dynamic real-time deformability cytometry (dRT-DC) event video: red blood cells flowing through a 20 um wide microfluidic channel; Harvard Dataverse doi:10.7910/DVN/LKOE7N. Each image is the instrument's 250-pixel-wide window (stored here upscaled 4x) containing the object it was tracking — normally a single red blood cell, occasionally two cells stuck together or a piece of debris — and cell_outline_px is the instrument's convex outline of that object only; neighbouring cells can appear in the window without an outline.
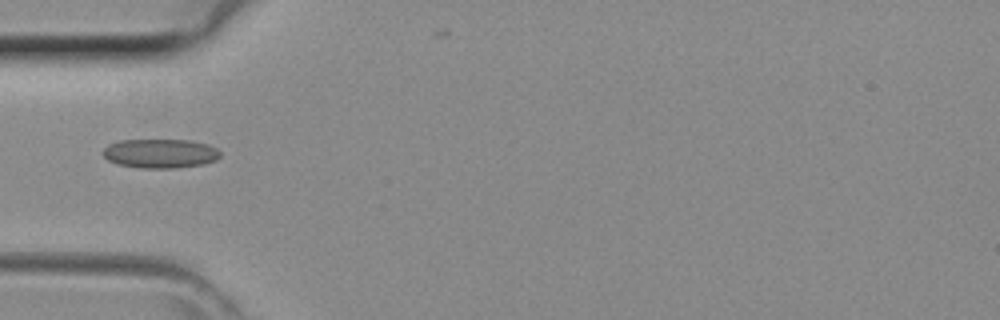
{"species": "common noctule bat (a hibernating species)", "species_latin": "Nyctalus noctula", "temperature_condition": "room temperature", "stored_images_in_passage": 25, "camera_frame_rate_fps": 3000, "um_per_image_px": 0.085, "animal": {"sex": "female", "body_mass_g": 29.2, "forearm_length_mm": 56.3}, "frame": {"image": 1, "passage_image": 2, "time_ms": 0.333, "image_size_px": [1000, 320], "cell_outline_px": [[220, 156], [216, 160], [204, 164], [176, 168], [140, 168], [120, 164], [108, 160], [100, 152], [108, 144], [120, 140], [192, 140], [208, 144], [216, 148], [220, 152]], "centroid_in_image_um": [13.62, 13.04], "position_along_channel_um": 71.4, "area_um2": 20.06}}
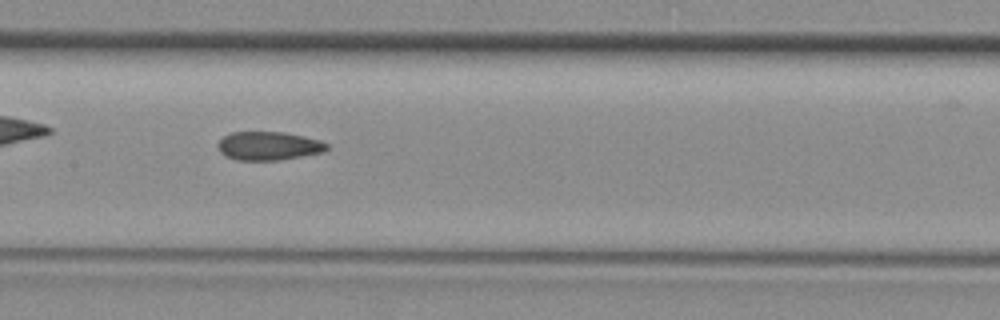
{"frame": {"image": 2, "passage_image": 9, "time_ms": 2.667, "image_size_px": [1000, 320], "cell_outline_px": [[328, 148], [324, 152], [276, 160], [236, 160], [220, 152], [216, 144], [224, 136], [232, 132], [284, 132], [304, 136], [320, 140], [328, 144]], "centroid_in_image_um": [22.83, 12.39], "position_along_channel_um": 184.6, "area_um2": 18.03}}
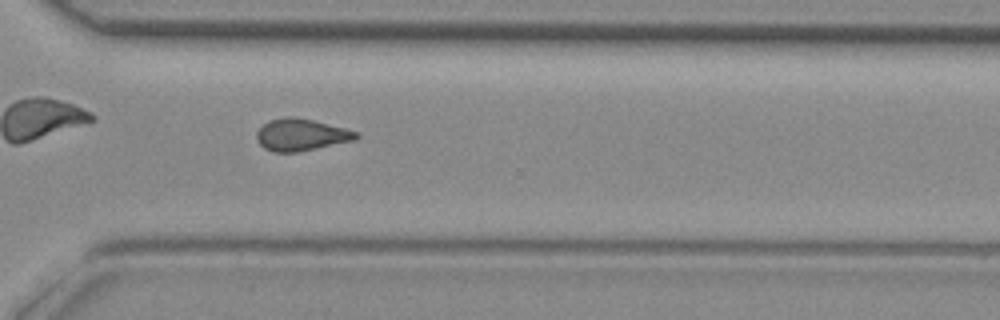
{"frame": {"image": 3, "passage_image": 19, "time_ms": 6.0, "image_size_px": [1000, 320], "cell_outline_px": [[360, 136], [356, 140], [296, 152], [272, 152], [264, 148], [256, 140], [256, 132], [264, 124], [272, 120], [288, 116], [292, 116], [312, 120], [360, 132]], "centroid_in_image_um": [25.61, 11.46], "position_along_channel_um": 345.0, "area_um2": 18.44}}